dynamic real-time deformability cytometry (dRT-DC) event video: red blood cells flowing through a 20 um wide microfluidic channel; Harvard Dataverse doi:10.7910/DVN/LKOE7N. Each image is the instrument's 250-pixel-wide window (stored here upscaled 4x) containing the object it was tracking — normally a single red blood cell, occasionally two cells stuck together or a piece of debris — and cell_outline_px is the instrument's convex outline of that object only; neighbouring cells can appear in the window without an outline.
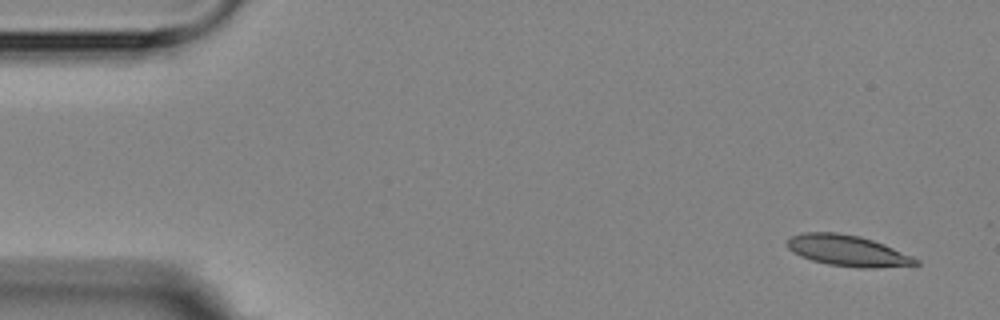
{"species": "Egyptian fruit bat (a non-hibernating species)", "species_latin": "Rousettus aegyptiacus", "temperature_condition": "room temperature", "stored_images_in_passage": 4, "camera_frame_rate_fps": 3000, "um_per_image_px": 0.085, "animal": {"sex": "female"}, "frame": {"image": 1, "passage_image": 1, "time_ms": 0.0, "image_size_px": [1000, 320], "cell_outline_px": [[920, 264], [872, 268], [860, 268], [828, 264], [812, 260], [800, 256], [792, 252], [788, 248], [788, 236], [804, 232], [836, 232], [860, 236], [884, 244], [912, 256], [920, 260]], "centroid_in_image_um": [72.03, 21.3], "position_along_channel_um": 13.0, "area_um2": 23.18}}
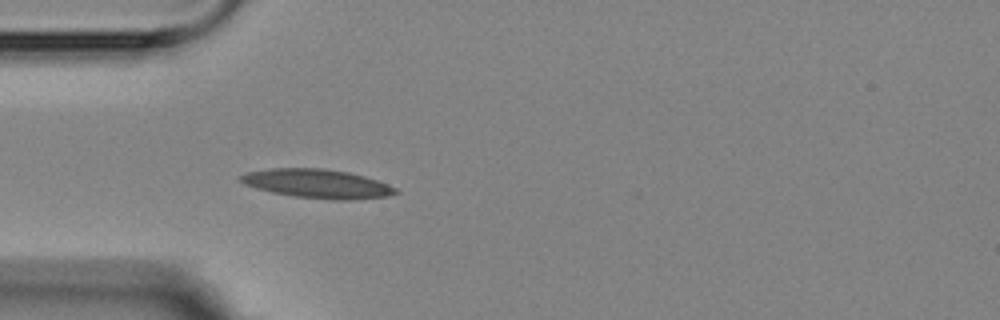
{"frame": {"image": 2, "passage_image": 4, "time_ms": 4.333, "image_size_px": [1000, 320], "cell_outline_px": [[400, 192], [388, 196], [352, 200], [332, 200], [296, 196], [272, 192], [256, 188], [244, 184], [240, 180], [240, 176], [248, 172], [272, 168], [324, 168], [348, 172], [364, 176], [388, 184], [396, 188]], "centroid_in_image_um": [27.01, 15.61], "position_along_channel_um": 58.0, "area_um2": 26.01}}